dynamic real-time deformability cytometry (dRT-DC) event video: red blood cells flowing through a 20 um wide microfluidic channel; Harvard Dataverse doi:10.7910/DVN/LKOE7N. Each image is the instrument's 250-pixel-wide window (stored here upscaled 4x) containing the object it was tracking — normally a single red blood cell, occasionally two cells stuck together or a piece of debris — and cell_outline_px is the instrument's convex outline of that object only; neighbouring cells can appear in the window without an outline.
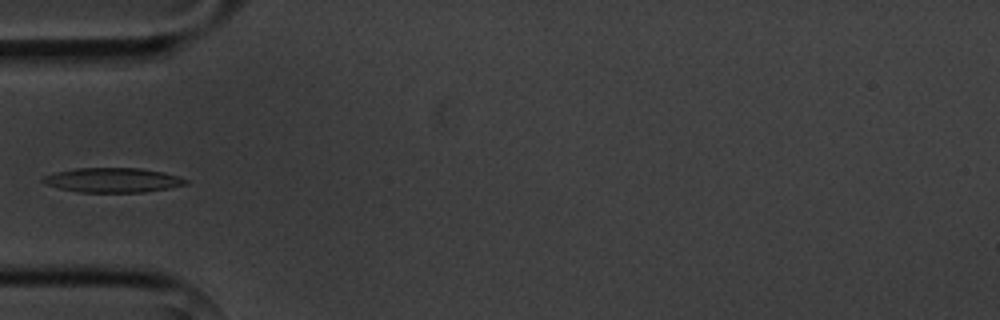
{"species": "common noctule bat (a hibernating species)", "species_latin": "Nyctalus noctula", "temperature_condition": "cold", "stored_images_in_passage": 4, "camera_frame_rate_fps": 3000, "um_per_image_px": 0.085, "animal": {"sex": "male", "body_mass_g": 20.1, "forearm_length_mm": 53.5}, "frame": {"image": 1, "passage_image": 4, "time_ms": 3.667, "image_size_px": [1000, 320], "cell_outline_px": [[188, 184], [168, 188], [144, 192], [80, 192], [60, 188], [44, 184], [40, 180], [44, 176], [56, 172], [76, 168], [140, 168], [164, 172], [188, 180]], "centroid_in_image_um": [9.57, 15.31], "position_along_channel_um": 75.4, "area_um2": 20.35}}